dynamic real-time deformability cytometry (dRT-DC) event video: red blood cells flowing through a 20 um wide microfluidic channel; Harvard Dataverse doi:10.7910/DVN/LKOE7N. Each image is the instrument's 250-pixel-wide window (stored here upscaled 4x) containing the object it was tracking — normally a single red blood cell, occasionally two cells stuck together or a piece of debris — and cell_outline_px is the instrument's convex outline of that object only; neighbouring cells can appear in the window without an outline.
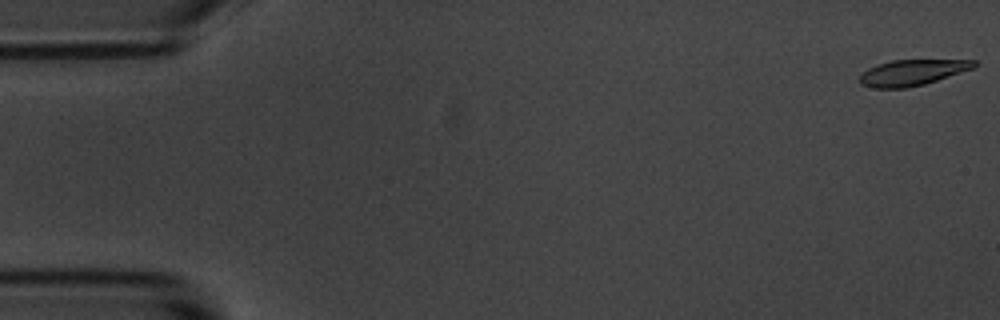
{"species": "common noctule bat (a hibernating species)", "species_latin": "Nyctalus noctula", "temperature_condition": "room temperature", "stored_images_in_passage": 55, "camera_frame_rate_fps": 3000, "um_per_image_px": 0.085, "animal": {"sex": "male", "body_mass_g": 20.1, "forearm_length_mm": 53.5}, "frame": {"image": 1, "passage_image": 1, "time_ms": 0.0, "image_size_px": [1000, 320], "cell_outline_px": [[976, 68], [924, 84], [908, 88], [876, 88], [860, 84], [856, 80], [868, 68], [876, 64], [892, 60], [976, 60]], "centroid_in_image_um": [77.53, 6.17], "position_along_channel_um": 7.5, "area_um2": 17.34}}
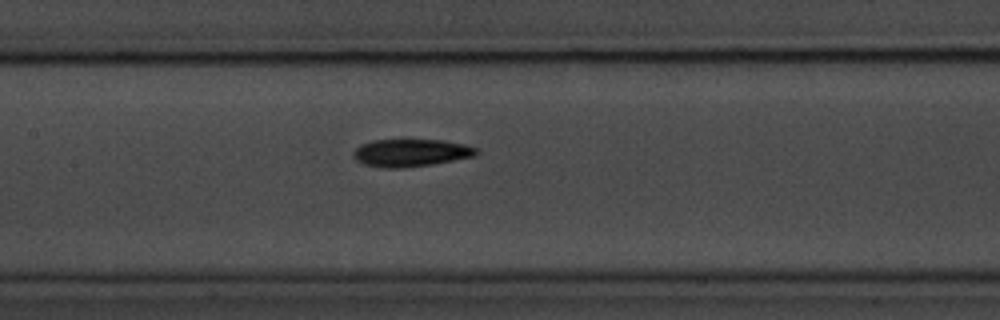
{"frame": {"image": 2, "passage_image": 26, "time_ms": 8.333, "image_size_px": [1000, 320], "cell_outline_px": [[480, 152], [476, 156], [432, 164], [400, 168], [384, 168], [364, 164], [356, 160], [352, 156], [352, 152], [360, 144], [372, 140], [444, 140], [464, 144], [480, 148]], "centroid_in_image_um": [34.95, 12.98], "position_along_channel_um": 172.5, "area_um2": 19.94}}
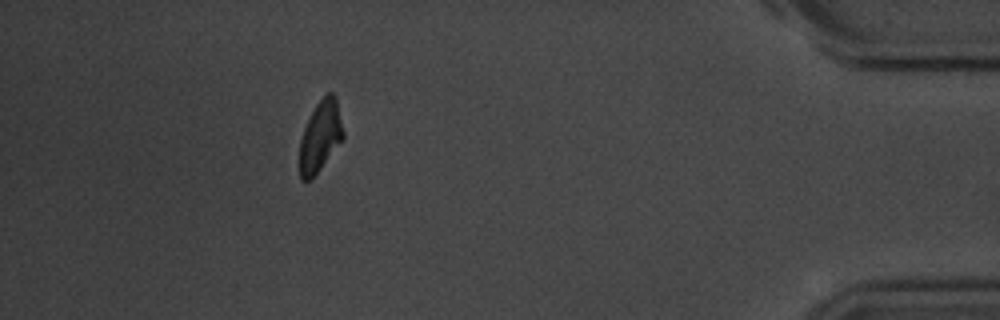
{"frame": {"image": 3, "passage_image": 50, "time_ms": 16.333, "image_size_px": [1000, 320], "cell_outline_px": [[344, 136], [312, 180], [300, 180], [300, 140], [304, 128], [316, 104], [328, 92], [332, 92], [336, 96], [344, 132]], "centroid_in_image_um": [27.23, 11.58], "position_along_channel_um": 408.0, "area_um2": 17.74}, "authors_computed_cell_mechanics": {"area_um2": 19.1896, "velocity_mm_per_s": 3.6266, "shape_relaxation_time_tau1_ms": 3.0959, "shape_relaxation_time_tau2_ms": 6.1664, "deformation_change_tau1": 0.1349, "deformation_change_tau2": 0.124}}